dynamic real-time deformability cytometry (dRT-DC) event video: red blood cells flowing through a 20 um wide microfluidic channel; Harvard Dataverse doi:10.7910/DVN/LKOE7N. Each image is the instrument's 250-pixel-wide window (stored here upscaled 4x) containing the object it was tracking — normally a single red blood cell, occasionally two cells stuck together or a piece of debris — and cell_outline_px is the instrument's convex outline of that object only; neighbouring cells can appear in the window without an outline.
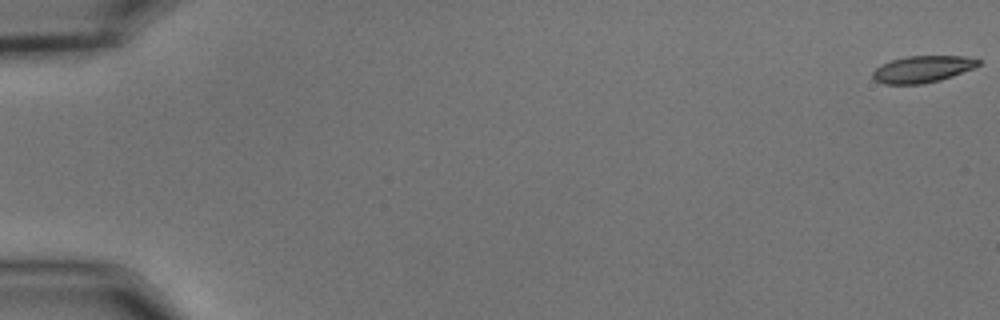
{"species": "common noctule bat (a hibernating species)", "species_latin": "Nyctalus noctula", "temperature_condition": "cold", "stored_images_in_passage": 18, "camera_frame_rate_fps": 3000, "um_per_image_px": 0.085, "animal": {"sex": "male", "body_mass_g": 15.6}, "frame": {"image": 1, "passage_image": 1, "time_ms": 0.0, "image_size_px": [1000, 320], "cell_outline_px": [[980, 64], [972, 68], [952, 76], [940, 80], [924, 84], [884, 84], [876, 80], [872, 76], [872, 72], [876, 68], [892, 60], [908, 56], [964, 56], [980, 60]], "centroid_in_image_um": [78.41, 5.88], "position_along_channel_um": 6.6, "area_um2": 16.24}}
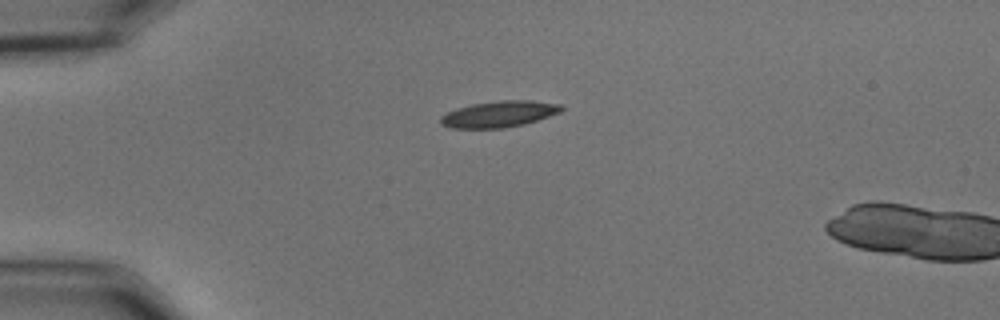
{"frame": {"image": 2, "passage_image": 15, "time_ms": 4.667, "image_size_px": [1000, 320], "cell_outline_px": [[564, 108], [560, 112], [524, 124], [504, 128], [452, 128], [440, 124], [440, 116], [456, 108], [472, 104], [500, 100], [532, 100], [560, 104]], "centroid_in_image_um": [42.4, 9.69], "position_along_channel_um": 42.6, "area_um2": 18.44}}